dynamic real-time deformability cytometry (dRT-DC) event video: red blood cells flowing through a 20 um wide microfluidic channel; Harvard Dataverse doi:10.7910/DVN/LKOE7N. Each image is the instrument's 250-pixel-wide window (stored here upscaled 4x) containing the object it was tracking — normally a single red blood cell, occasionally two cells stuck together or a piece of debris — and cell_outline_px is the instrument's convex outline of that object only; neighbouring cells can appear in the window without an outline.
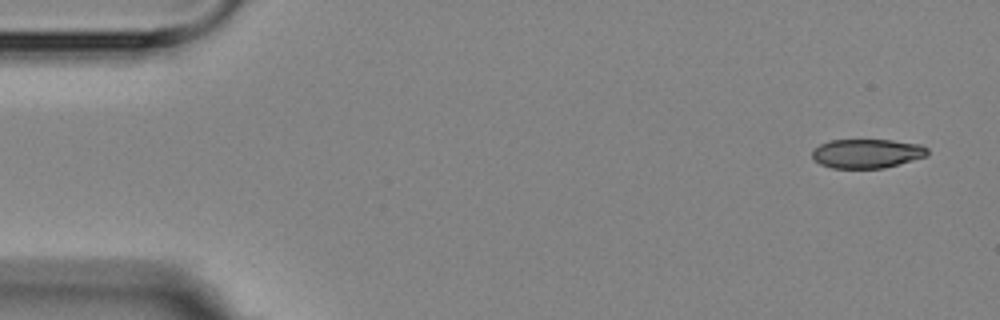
{"species": "Egyptian fruit bat (a non-hibernating species)", "species_latin": "Rousettus aegyptiacus", "temperature_condition": "room temperature", "stored_images_in_passage": 5, "camera_frame_rate_fps": 3000, "um_per_image_px": 0.085, "animal": {"sex": "female"}, "frame": {"image": 1, "passage_image": 1, "time_ms": 0.0, "image_size_px": [1000, 320], "cell_outline_px": [[928, 156], [884, 168], [832, 168], [820, 164], [812, 160], [812, 148], [828, 140], [892, 140], [920, 144], [928, 148]], "centroid_in_image_um": [73.66, 13.04], "position_along_channel_um": 11.3, "area_um2": 19.83}}